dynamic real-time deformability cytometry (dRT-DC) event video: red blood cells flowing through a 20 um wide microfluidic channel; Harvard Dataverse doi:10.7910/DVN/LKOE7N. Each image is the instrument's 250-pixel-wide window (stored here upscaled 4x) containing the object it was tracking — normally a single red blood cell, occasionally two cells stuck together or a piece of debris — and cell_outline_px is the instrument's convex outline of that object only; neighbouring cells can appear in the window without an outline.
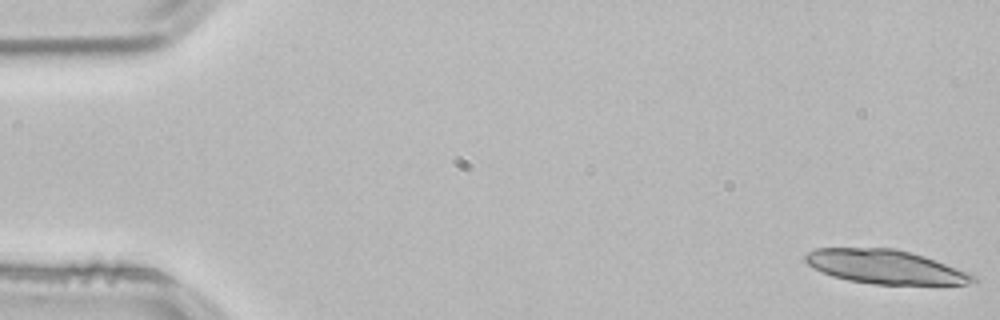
{"species": "common noctule bat (a hibernating species)", "species_latin": "Nyctalus noctula", "temperature_condition": "room temperature", "stored_images_in_passage": 28, "camera_frame_rate_fps": 3000, "um_per_image_px": 0.085, "animal": {"sex": "male", "body_mass_g": 21.5, "forearm_length_mm": 52.0}, "frame": {"image": 1, "passage_image": 1, "time_ms": 0.0, "image_size_px": [1000, 320], "cell_outline_px": [[976, 280], [964, 284], [876, 284], [848, 280], [832, 276], [808, 264], [804, 260], [804, 256], [808, 252], [816, 248], [892, 248], [924, 256], [976, 276]], "centroid_in_image_um": [75.19, 22.67], "position_along_channel_um": 9.8, "area_um2": 32.43}}
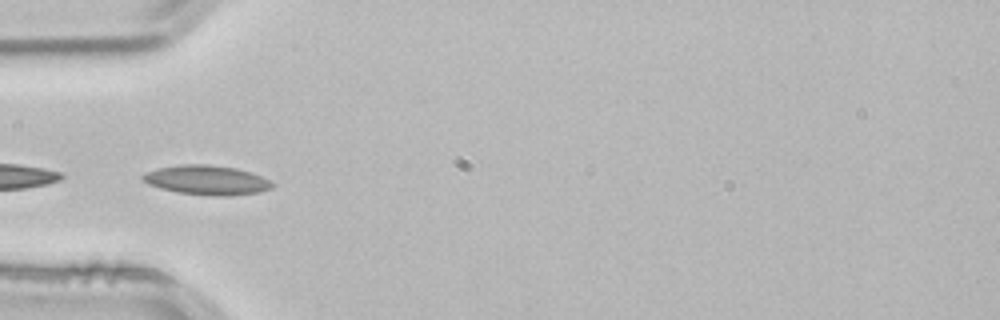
{"frame": {"image": 2, "passage_image": 17, "time_ms": 5.333, "image_size_px": [1000, 320], "cell_outline_px": [[272, 188], [260, 192], [228, 196], [208, 196], [176, 192], [160, 188], [148, 184], [140, 176], [148, 172], [160, 168], [180, 164], [204, 164], [236, 168], [260, 176], [268, 180], [272, 184]], "centroid_in_image_um": [17.56, 15.32], "position_along_channel_um": 67.4, "area_um2": 22.02}}